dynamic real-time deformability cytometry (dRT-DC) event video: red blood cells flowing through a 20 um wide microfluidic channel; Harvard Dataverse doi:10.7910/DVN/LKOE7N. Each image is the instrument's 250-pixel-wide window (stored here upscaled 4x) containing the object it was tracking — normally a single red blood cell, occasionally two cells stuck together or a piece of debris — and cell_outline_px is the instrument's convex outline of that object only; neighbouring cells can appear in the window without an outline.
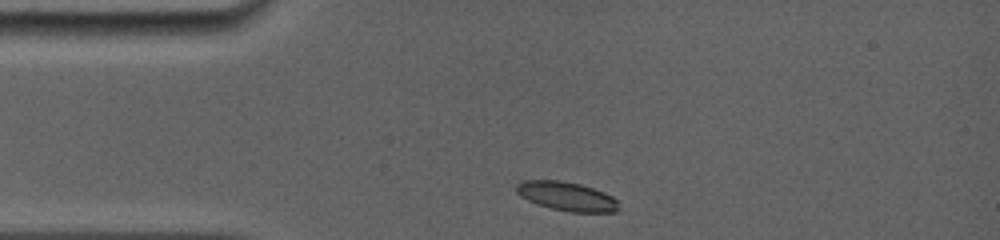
{"species": "common noctule bat (a hibernating species)", "species_latin": "Nyctalus noctula", "temperature_condition": "room temperature", "stored_images_in_passage": 30, "camera_frame_rate_fps": 5000, "um_per_image_px": 0.085, "animal": {"sex": "female", "body_mass_g": 19.0, "forearm_length_mm": 56.7}, "frame": {"image": 1, "passage_image": 1, "time_ms": 0.0, "image_size_px": [1000, 240], "cell_outline_px": [[620, 208], [616, 212], [572, 212], [552, 208], [536, 204], [520, 196], [516, 192], [516, 184], [520, 180], [560, 180], [580, 184], [604, 192], [612, 196], [616, 200]], "centroid_in_image_um": [48.15, 16.68], "position_along_channel_um": 36.8, "area_um2": 17.34}}
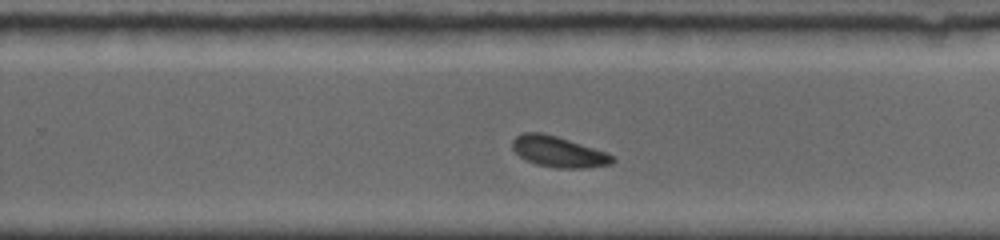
{"frame": {"image": 2, "passage_image": 17, "time_ms": 7.0, "image_size_px": [1000, 240], "cell_outline_px": [[616, 160], [612, 164], [584, 168], [556, 168], [536, 164], [524, 160], [512, 148], [512, 140], [516, 136], [524, 132], [540, 132], [556, 136], [608, 152]], "centroid_in_image_um": [47.47, 12.9], "position_along_channel_um": 282.3, "area_um2": 18.03}}
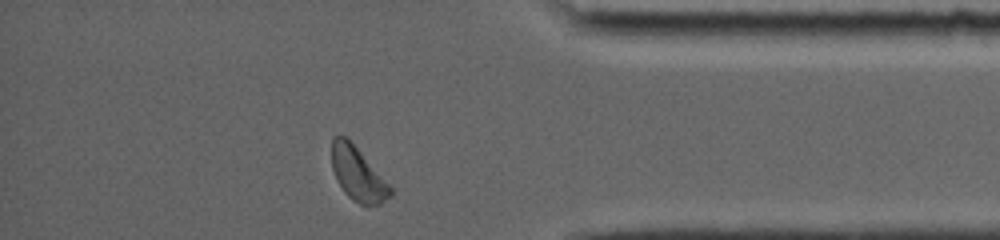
{"frame": {"image": 3, "passage_image": 29, "time_ms": 10.4, "image_size_px": [1000, 240], "cell_outline_px": [[392, 196], [380, 204], [368, 208], [352, 200], [344, 192], [336, 180], [332, 168], [332, 136], [344, 136], [356, 148], [392, 188]], "centroid_in_image_um": [30.41, 14.86], "position_along_channel_um": 404.8, "area_um2": 18.09}, "authors_computed_cell_mechanics": {"area_um2": 18.0625, "velocity_mm_per_s": 3.899, "shape_relaxation_time_tau1_ms": 2.3651, "shape_relaxation_time_tau2_ms": null, "deformation_change_tau1": 0.0994, "deformation_change_tau2": null}}